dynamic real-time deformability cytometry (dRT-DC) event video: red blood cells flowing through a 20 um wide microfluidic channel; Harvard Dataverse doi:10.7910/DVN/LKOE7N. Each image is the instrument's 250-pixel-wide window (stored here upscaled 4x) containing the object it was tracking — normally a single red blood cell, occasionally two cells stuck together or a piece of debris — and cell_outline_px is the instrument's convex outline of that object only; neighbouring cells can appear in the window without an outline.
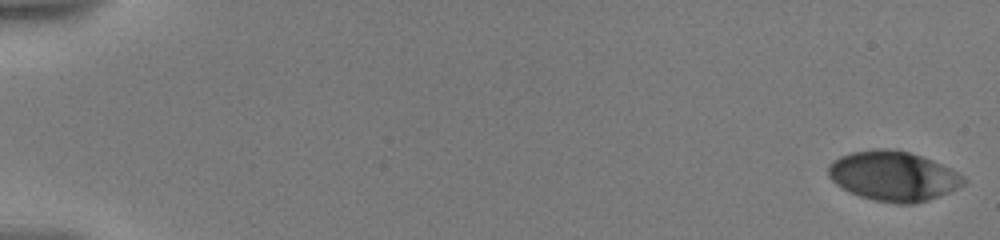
{"species": "human", "species_latin": "Homo sapiens", "temperature_condition": "warm", "stored_images_in_passage": 18, "camera_frame_rate_fps": 3000, "um_per_image_px": 0.085, "donor": {"sex": "male"}, "frame": {"image": 1, "passage_image": 1, "time_ms": 0.0, "image_size_px": [1000, 240], "cell_outline_px": [[968, 180], [964, 184], [948, 192], [928, 200], [912, 204], [896, 204], [876, 200], [860, 196], [848, 192], [836, 184], [828, 176], [828, 164], [832, 160], [840, 156], [852, 152], [876, 148], [884, 148], [908, 152], [924, 156], [964, 176]], "centroid_in_image_um": [75.9, 14.96], "position_along_channel_um": 9.1, "area_um2": 39.19}}